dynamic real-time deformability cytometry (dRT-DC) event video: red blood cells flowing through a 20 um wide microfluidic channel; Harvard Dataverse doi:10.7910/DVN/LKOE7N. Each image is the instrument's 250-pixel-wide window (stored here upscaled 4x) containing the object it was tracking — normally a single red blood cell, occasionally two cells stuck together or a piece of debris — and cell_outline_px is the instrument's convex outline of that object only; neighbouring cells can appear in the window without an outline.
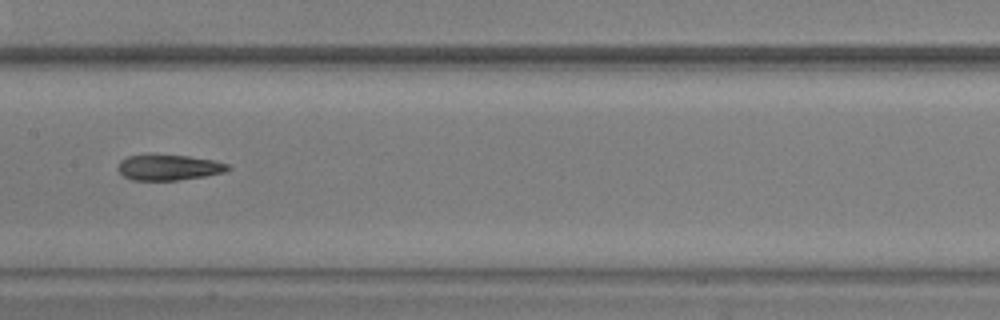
{"species": "common noctule bat (a hibernating species)", "species_latin": "Nyctalus noctula", "temperature_condition": "warm", "stored_images_in_passage": 35, "camera_frame_rate_fps": 3000, "um_per_image_px": 0.085, "animal": {"sex": "male", "body_mass_g": 20.5, "forearm_length_mm": 52.5}, "frame": {"image": 1, "passage_image": 11, "time_ms": 3.333, "image_size_px": [1000, 320], "cell_outline_px": [[232, 168], [224, 172], [204, 176], [176, 180], [132, 180], [124, 176], [116, 168], [120, 160], [128, 156], [188, 156], [216, 160], [228, 164]], "centroid_in_image_um": [14.37, 14.24], "position_along_channel_um": 193.0, "area_um2": 16.13}}
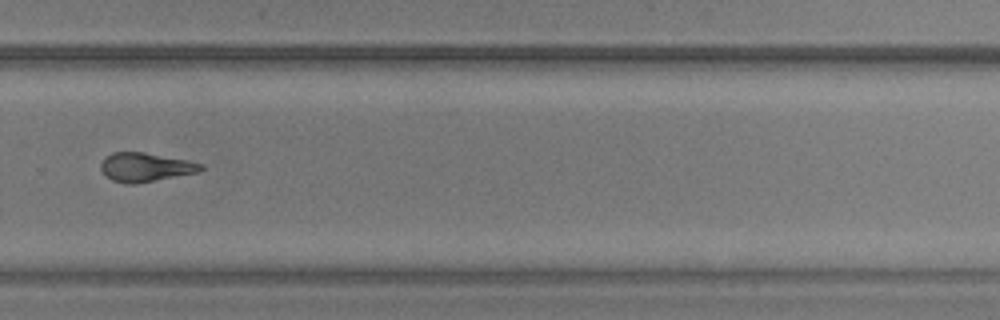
{"frame": {"image": 2, "passage_image": 20, "time_ms": 6.333, "image_size_px": [1000, 320], "cell_outline_px": [[204, 168], [200, 172], [136, 184], [124, 184], [112, 180], [100, 168], [100, 164], [112, 152], [144, 152], [188, 160], [204, 164]], "centroid_in_image_um": [12.41, 14.22], "position_along_channel_um": 317.4, "area_um2": 16.88}}